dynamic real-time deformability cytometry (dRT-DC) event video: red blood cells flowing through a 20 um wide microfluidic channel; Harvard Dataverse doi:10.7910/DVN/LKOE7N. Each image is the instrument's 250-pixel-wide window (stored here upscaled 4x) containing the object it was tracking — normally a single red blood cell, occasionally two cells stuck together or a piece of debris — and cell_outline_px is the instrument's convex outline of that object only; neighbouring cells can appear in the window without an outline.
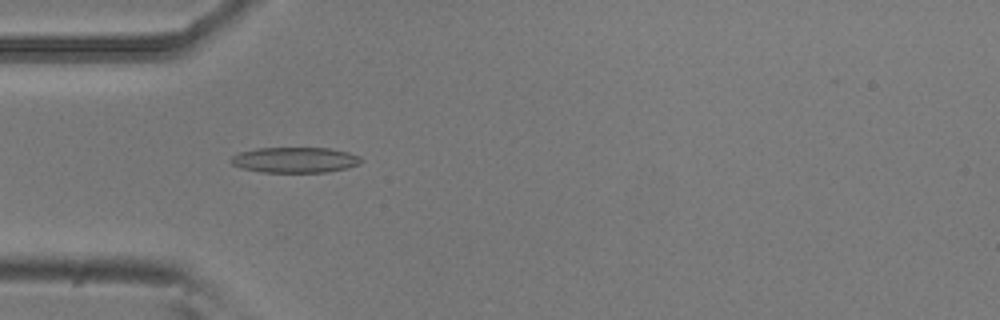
{"species": "common noctule bat (a hibernating species)", "species_latin": "Nyctalus noctula", "temperature_condition": "room temperature", "stored_images_in_passage": 5, "camera_frame_rate_fps": 3000, "um_per_image_px": 0.085, "animal": {"sex": "male", "body_mass_g": 20.5, "forearm_length_mm": 52.5}, "frame": {"image": 1, "passage_image": 4, "time_ms": 1.0, "image_size_px": [1000, 320], "cell_outline_px": [[364, 160], [360, 164], [348, 168], [328, 172], [260, 172], [244, 168], [232, 164], [228, 160], [232, 156], [240, 152], [256, 148], [328, 148], [348, 152], [360, 156]], "centroid_in_image_um": [25.1, 13.59], "position_along_channel_um": 59.9, "area_um2": 19.48}}
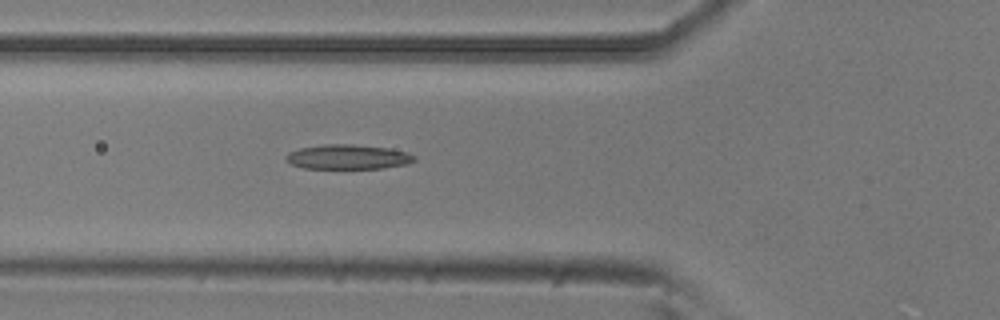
{"frame": {"image": 2, "passage_image": 5, "time_ms": 1.333, "image_size_px": [1000, 320], "cell_outline_px": [[416, 160], [408, 164], [384, 168], [304, 168], [292, 164], [284, 160], [284, 156], [288, 152], [300, 148], [324, 144], [352, 144], [388, 148], [408, 152], [416, 156]], "centroid_in_image_um": [29.58, 13.33], "position_along_channel_um": 96.2, "area_um2": 18.55}}